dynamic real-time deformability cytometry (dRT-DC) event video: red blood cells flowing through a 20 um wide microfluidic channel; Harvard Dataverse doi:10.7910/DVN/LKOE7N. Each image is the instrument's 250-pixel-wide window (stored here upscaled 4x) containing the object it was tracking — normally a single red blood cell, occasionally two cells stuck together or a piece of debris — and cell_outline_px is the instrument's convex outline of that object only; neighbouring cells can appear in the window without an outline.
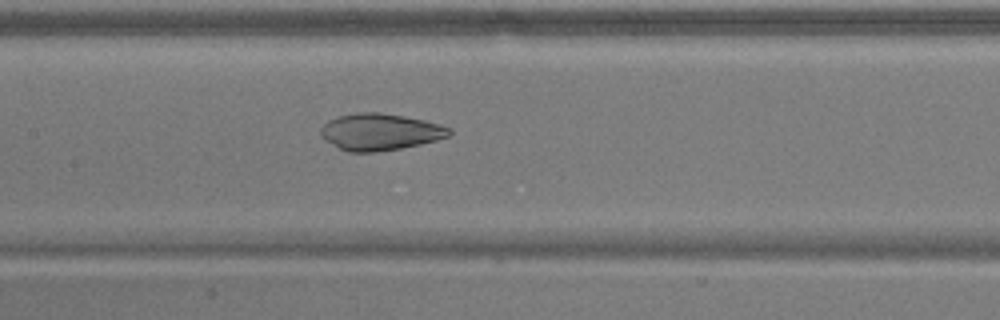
{"species": "common noctule bat (a hibernating species)", "species_latin": "Nyctalus noctula", "temperature_condition": "warm", "stored_images_in_passage": 47, "camera_frame_rate_fps": 3000, "um_per_image_px": 0.085, "animal": {"sex": "male", "body_mass_g": 17.9}, "frame": {"image": 1, "passage_image": 18, "time_ms": 5.667, "image_size_px": [1000, 320], "cell_outline_px": [[452, 132], [448, 136], [436, 140], [420, 144], [400, 148], [372, 152], [348, 152], [340, 148], [328, 140], [320, 132], [320, 128], [328, 120], [340, 116], [356, 112], [380, 112], [404, 116], [424, 120], [452, 128]], "centroid_in_image_um": [32.33, 11.2], "position_along_channel_um": 175.1, "area_um2": 27.17}}
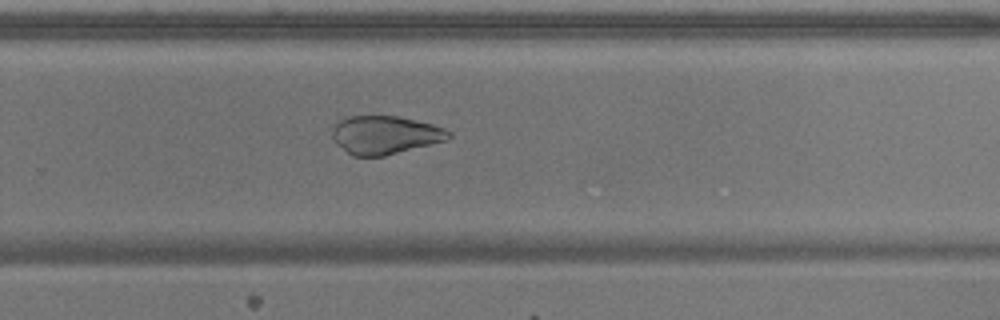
{"frame": {"image": 2, "passage_image": 28, "time_ms": 9.0, "image_size_px": [1000, 320], "cell_outline_px": [[452, 136], [448, 140], [384, 156], [352, 156], [336, 144], [332, 136], [332, 128], [340, 120], [348, 116], [396, 116], [432, 124], [444, 128], [452, 132]], "centroid_in_image_um": [32.73, 11.48], "position_along_channel_um": 297.1, "area_um2": 26.01}}
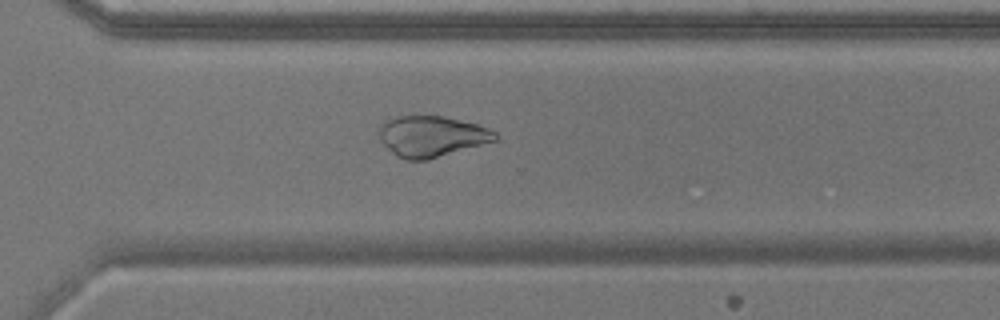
{"frame": {"image": 3, "passage_image": 31, "time_ms": 10.0, "image_size_px": [1000, 320], "cell_outline_px": [[496, 140], [428, 160], [404, 160], [396, 156], [380, 140], [380, 124], [388, 116], [444, 116], [476, 124], [488, 128], [496, 132]], "centroid_in_image_um": [36.64, 11.58], "position_along_channel_um": 334.0, "area_um2": 27.63}}